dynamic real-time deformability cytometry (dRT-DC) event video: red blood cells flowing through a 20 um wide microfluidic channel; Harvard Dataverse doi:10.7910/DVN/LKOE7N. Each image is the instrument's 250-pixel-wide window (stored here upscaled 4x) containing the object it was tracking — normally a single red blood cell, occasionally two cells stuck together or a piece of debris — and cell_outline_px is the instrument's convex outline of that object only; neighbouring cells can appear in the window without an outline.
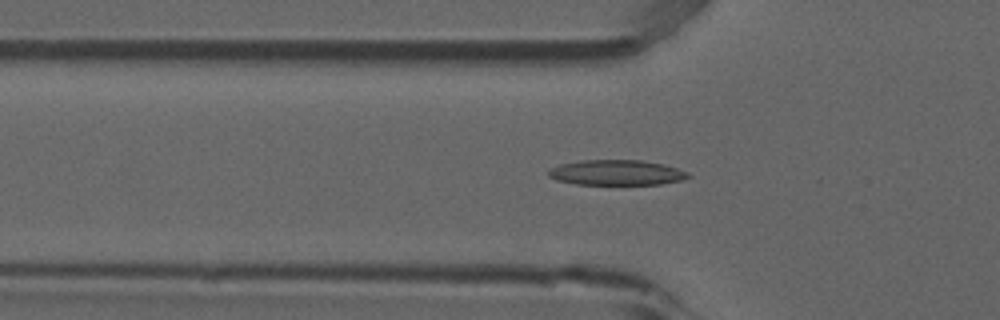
{"species": "common noctule bat (a hibernating species)", "species_latin": "Nyctalus noctula", "temperature_condition": "room temperature", "stored_images_in_passage": 39, "camera_frame_rate_fps": 3000, "um_per_image_px": 0.085, "animal": {"sex": "male", "forearm_length_mm": 52.5}, "frame": {"image": 1, "passage_image": 4, "time_ms": 1.0, "image_size_px": [1000, 320], "cell_outline_px": [[692, 176], [680, 180], [660, 184], [576, 184], [556, 180], [548, 176], [548, 168], [560, 164], [580, 160], [640, 160], [664, 164], [688, 172]], "centroid_in_image_um": [52.37, 14.66], "position_along_channel_um": 73.4, "area_um2": 20.58}}
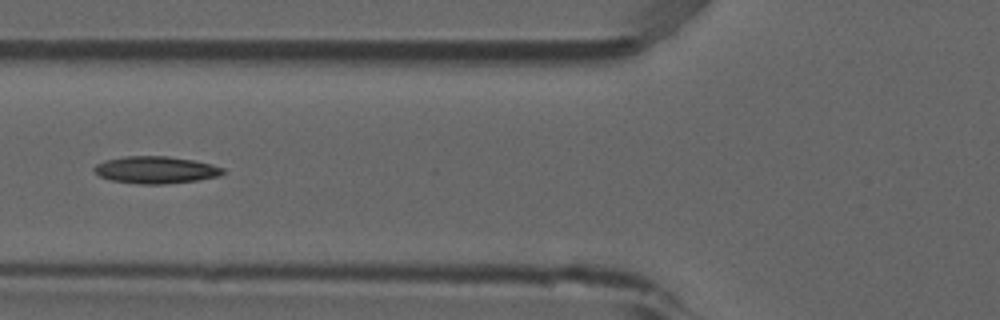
{"frame": {"image": 2, "passage_image": 7, "time_ms": 2.0, "image_size_px": [1000, 320], "cell_outline_px": [[224, 172], [220, 176], [196, 180], [164, 184], [140, 184], [112, 180], [100, 176], [92, 168], [96, 164], [104, 160], [124, 156], [168, 156], [196, 160], [212, 164], [224, 168]], "centroid_in_image_um": [13.25, 14.43], "position_along_channel_um": 112.5, "area_um2": 20.4}}
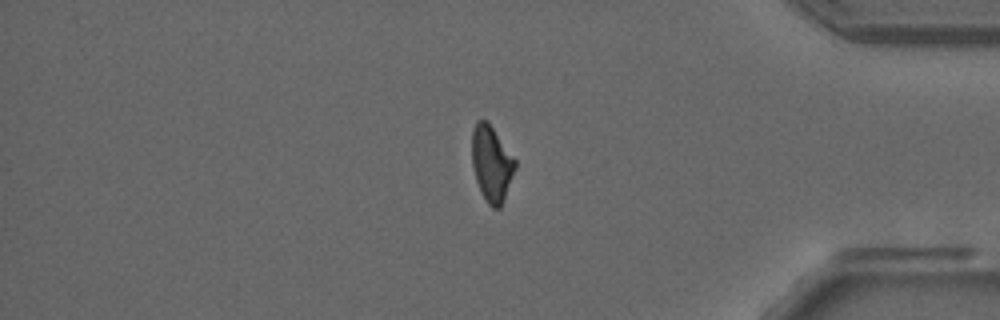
{"frame": {"image": 3, "passage_image": 31, "time_ms": 10.0, "image_size_px": [1000, 320], "cell_outline_px": [[516, 168], [504, 200], [500, 208], [492, 208], [488, 204], [476, 180], [472, 164], [472, 128], [476, 120], [488, 120], [516, 160]], "centroid_in_image_um": [41.79, 13.87], "position_along_channel_um": 393.4, "area_um2": 19.13}}